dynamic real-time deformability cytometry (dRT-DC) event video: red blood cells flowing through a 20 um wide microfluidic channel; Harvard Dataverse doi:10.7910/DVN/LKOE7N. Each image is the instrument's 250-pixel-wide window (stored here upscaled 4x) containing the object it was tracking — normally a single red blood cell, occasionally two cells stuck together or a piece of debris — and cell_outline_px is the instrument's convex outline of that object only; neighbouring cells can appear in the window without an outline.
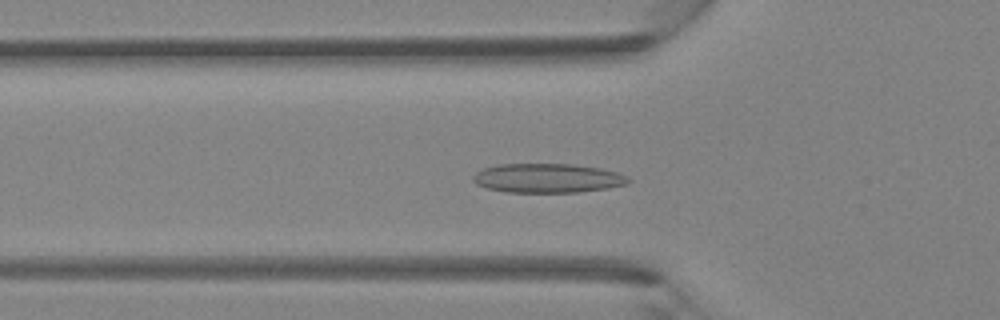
{"species": "Egyptian fruit bat (a non-hibernating species)", "species_latin": "Rousettus aegyptiacus", "temperature_condition": "room temperature", "stored_images_in_passage": 46, "camera_frame_rate_fps": 3000, "um_per_image_px": 0.085, "animal": {"sex": "female"}, "frame": {"image": 1, "passage_image": 16, "time_ms": 5.0, "image_size_px": [1000, 320], "cell_outline_px": [[632, 180], [628, 184], [608, 188], [576, 192], [508, 192], [488, 188], [476, 184], [472, 180], [472, 176], [476, 172], [484, 168], [500, 164], [572, 164], [600, 168], [616, 172], [628, 176]], "centroid_in_image_um": [46.56, 15.14], "position_along_channel_um": 79.2, "area_um2": 26.41}}
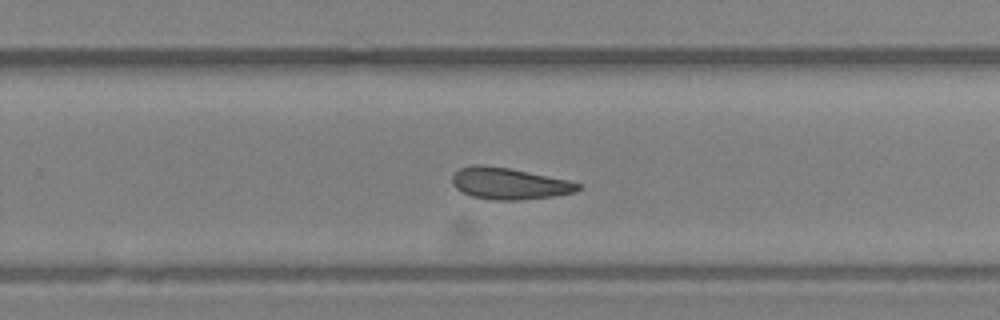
{"frame": {"image": 2, "passage_image": 30, "time_ms": 9.667, "image_size_px": [1000, 320], "cell_outline_px": [[580, 188], [576, 192], [552, 196], [516, 200], [496, 200], [472, 196], [456, 188], [452, 184], [452, 176], [460, 168], [472, 164], [480, 164], [508, 168], [568, 180], [580, 184]], "centroid_in_image_um": [43.25, 15.59], "position_along_channel_um": 286.5, "area_um2": 22.83}}
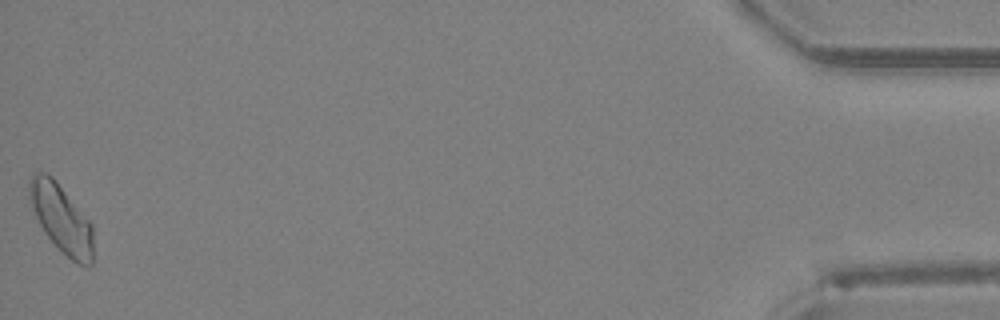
{"frame": {"image": 3, "passage_image": 46, "time_ms": 15.0, "image_size_px": [1000, 320], "cell_outline_px": [[92, 264], [88, 268], [72, 260], [44, 232], [32, 208], [28, 196], [28, 180], [32, 172], [44, 172], [52, 176], [92, 224]], "centroid_in_image_um": [5.18, 18.53], "position_along_channel_um": 430.0, "area_um2": 25.03}}